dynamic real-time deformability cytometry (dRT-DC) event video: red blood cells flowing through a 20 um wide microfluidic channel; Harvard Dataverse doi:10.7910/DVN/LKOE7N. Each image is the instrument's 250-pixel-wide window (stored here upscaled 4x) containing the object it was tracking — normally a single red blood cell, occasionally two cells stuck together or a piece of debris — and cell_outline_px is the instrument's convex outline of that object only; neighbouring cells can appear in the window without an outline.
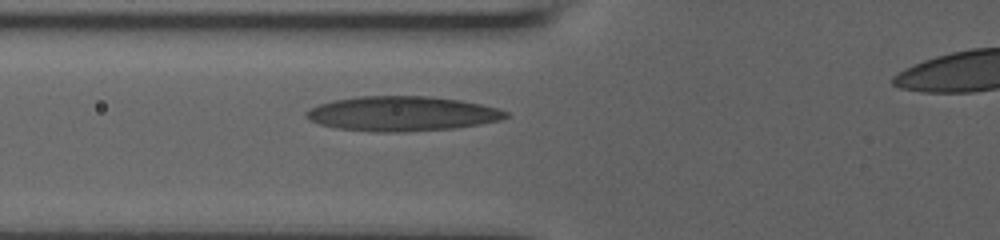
{"species": "human", "species_latin": "Homo sapiens", "temperature_condition": "room temperature", "stored_images_in_passage": 5, "segment_of_instrument_passage": [1, 2], "camera_frame_rate_fps": 3000, "um_per_image_px": 0.085, "donor": {"sex": "male"}, "frame": {"image": 1, "passage_image": 4, "time_ms": 3.0, "image_size_px": [1000, 240], "cell_outline_px": [[508, 116], [500, 120], [480, 124], [452, 128], [408, 132], [376, 132], [340, 128], [320, 124], [308, 120], [304, 116], [304, 112], [308, 108], [332, 100], [360, 96], [428, 96], [460, 100], [480, 104], [496, 108], [508, 112]], "centroid_in_image_um": [34.13, 9.66], "position_along_channel_um": 91.7, "area_um2": 40.4}}